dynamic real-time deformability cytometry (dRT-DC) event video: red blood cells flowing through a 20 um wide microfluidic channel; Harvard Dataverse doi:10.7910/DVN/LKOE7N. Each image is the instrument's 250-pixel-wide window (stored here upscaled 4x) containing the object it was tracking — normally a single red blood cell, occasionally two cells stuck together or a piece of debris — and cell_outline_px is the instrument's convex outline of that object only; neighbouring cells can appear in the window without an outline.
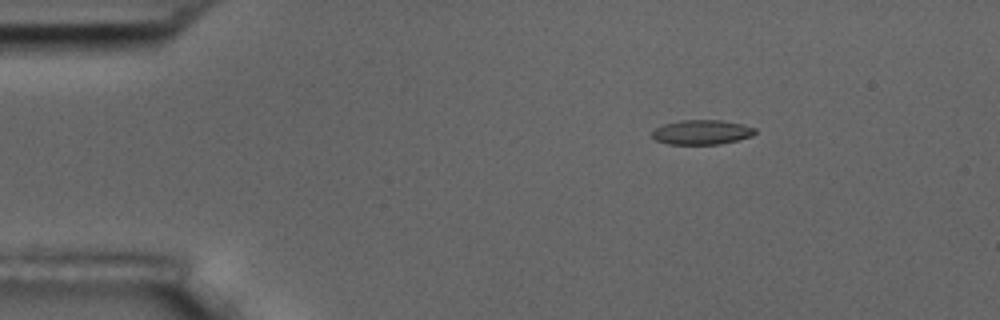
{"species": "common noctule bat (a hibernating species)", "species_latin": "Nyctalus noctula", "temperature_condition": "room temperature", "stored_images_in_passage": 3, "camera_frame_rate_fps": 3000, "um_per_image_px": 0.085, "animal": {"sex": "male", "body_mass_g": 17.5, "forearm_length_mm": 52.3}, "frame": {"image": 1, "passage_image": 1, "time_ms": 0.0, "image_size_px": [1000, 320], "cell_outline_px": [[756, 132], [752, 136], [720, 144], [668, 144], [656, 140], [652, 136], [652, 132], [656, 128], [664, 124], [680, 120], [720, 120], [740, 124], [756, 128]], "centroid_in_image_um": [59.64, 11.24], "position_along_channel_um": 25.4, "area_um2": 14.62}}